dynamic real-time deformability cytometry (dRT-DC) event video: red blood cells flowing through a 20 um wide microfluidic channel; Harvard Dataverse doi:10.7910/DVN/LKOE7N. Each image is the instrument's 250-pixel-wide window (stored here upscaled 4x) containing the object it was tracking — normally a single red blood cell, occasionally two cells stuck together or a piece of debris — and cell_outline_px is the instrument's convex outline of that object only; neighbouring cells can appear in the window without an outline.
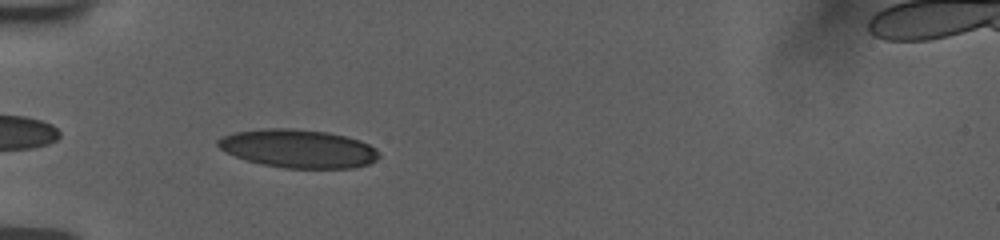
{"species": "human", "species_latin": "Homo sapiens", "temperature_condition": "room temperature", "stored_images_in_passage": 37, "camera_frame_rate_fps": 3000, "um_per_image_px": 0.085, "donor": {"sex": "female"}, "frame": {"image": 1, "passage_image": 2, "time_ms": 0.333, "image_size_px": [1000, 240], "cell_outline_px": [[380, 156], [376, 160], [368, 164], [352, 168], [284, 168], [260, 164], [224, 152], [216, 144], [216, 140], [232, 132], [264, 128], [292, 128], [328, 132], [360, 140], [376, 148], [380, 152]], "centroid_in_image_um": [25.34, 12.63], "position_along_channel_um": 59.7, "area_um2": 36.18}}
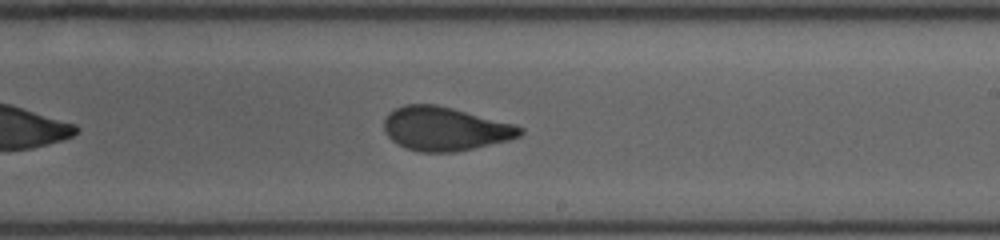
{"frame": {"image": 2, "passage_image": 18, "time_ms": 5.667, "image_size_px": [1000, 240], "cell_outline_px": [[524, 132], [520, 136], [508, 140], [456, 152], [420, 152], [404, 148], [396, 144], [384, 132], [384, 120], [396, 108], [404, 104], [436, 104], [516, 124], [524, 128]], "centroid_in_image_um": [37.83, 10.95], "position_along_channel_um": 251.2, "area_um2": 34.74}}
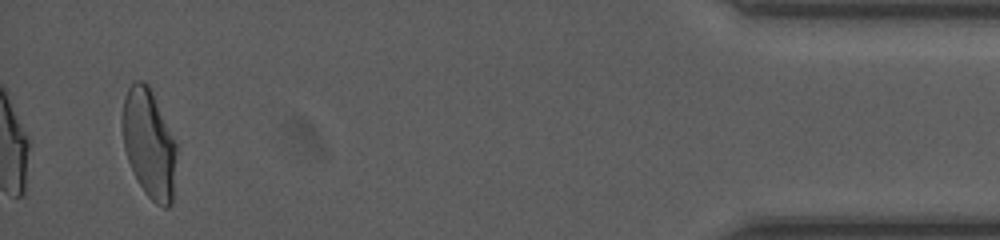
{"frame": {"image": 3, "passage_image": 37, "time_ms": 12.0, "image_size_px": [1000, 240], "cell_outline_px": [[176, 152], [172, 204], [168, 208], [164, 208], [156, 204], [144, 192], [128, 160], [124, 148], [120, 120], [124, 96], [128, 88], [136, 80], [144, 80], [148, 84], [152, 92], [176, 144]], "centroid_in_image_um": [12.64, 12.19], "position_along_channel_um": 422.6, "area_um2": 34.22}, "authors_computed_cell_mechanics": {"area_um2": 34.969, "velocity_mm_per_s": 3.7685, "shape_relaxation_time_tau1_ms": 8.0036, "shape_relaxation_time_tau2_ms": 0.8552, "deformation_change_tau1": 0.2069, "deformation_change_tau2": 0.0687}}